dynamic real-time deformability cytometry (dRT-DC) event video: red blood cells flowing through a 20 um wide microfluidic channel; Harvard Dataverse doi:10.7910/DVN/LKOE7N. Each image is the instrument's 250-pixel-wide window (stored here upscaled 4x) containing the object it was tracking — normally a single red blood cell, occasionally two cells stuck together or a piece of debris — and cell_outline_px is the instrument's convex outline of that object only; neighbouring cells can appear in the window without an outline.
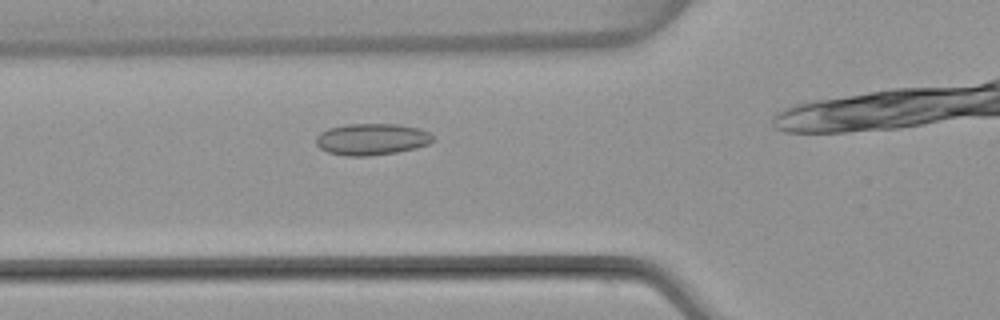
{"species": "common noctule bat (a hibernating species)", "species_latin": "Nyctalus noctula", "temperature_condition": "warm", "stored_images_in_passage": 29, "camera_frame_rate_fps": 3000, "um_per_image_px": 0.085, "animal": {"sex": "female", "body_mass_g": 22.7, "forearm_length_mm": 54.2}, "frame": {"image": 1, "passage_image": 6, "time_ms": 1.667, "image_size_px": [1000, 320], "cell_outline_px": [[432, 140], [428, 144], [416, 148], [396, 152], [368, 156], [344, 156], [328, 152], [320, 148], [316, 144], [316, 136], [320, 132], [328, 128], [344, 124], [400, 124], [420, 128], [428, 132], [432, 136]], "centroid_in_image_um": [31.56, 11.83], "position_along_channel_um": 94.2, "area_um2": 21.62}}
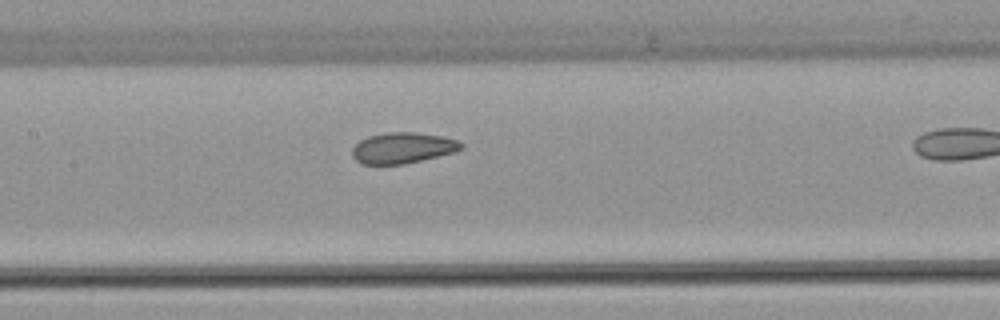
{"frame": {"image": 2, "passage_image": 12, "time_ms": 3.667, "image_size_px": [1000, 320], "cell_outline_px": [[464, 148], [456, 152], [404, 164], [364, 164], [356, 160], [352, 156], [352, 148], [360, 140], [368, 136], [388, 132], [416, 132], [440, 136], [456, 140], [464, 144]], "centroid_in_image_um": [34.24, 12.57], "position_along_channel_um": 173.2, "area_um2": 19.59}}
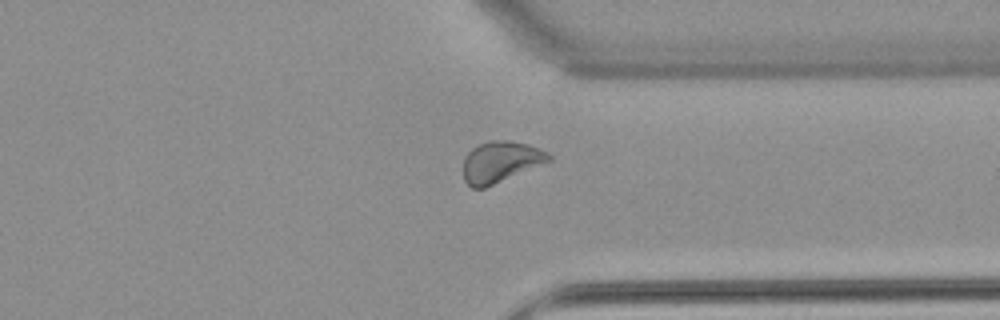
{"frame": {"image": 3, "passage_image": 27, "time_ms": 8.667, "image_size_px": [1000, 320], "cell_outline_px": [[552, 160], [484, 188], [472, 188], [464, 180], [464, 156], [472, 148], [488, 140], [508, 140], [528, 144], [548, 152], [552, 156]], "centroid_in_image_um": [42.54, 13.74], "position_along_channel_um": 368.9, "area_um2": 20.4}}